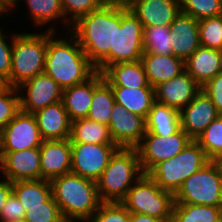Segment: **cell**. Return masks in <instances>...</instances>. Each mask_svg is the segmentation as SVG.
<instances>
[{"label":"cell","mask_w":222,"mask_h":222,"mask_svg":"<svg viewBox=\"0 0 222 222\" xmlns=\"http://www.w3.org/2000/svg\"><path fill=\"white\" fill-rule=\"evenodd\" d=\"M0 171L11 181L41 180L40 148L0 152Z\"/></svg>","instance_id":"15"},{"label":"cell","mask_w":222,"mask_h":222,"mask_svg":"<svg viewBox=\"0 0 222 222\" xmlns=\"http://www.w3.org/2000/svg\"><path fill=\"white\" fill-rule=\"evenodd\" d=\"M170 26H144L143 49L144 53L170 55L172 52Z\"/></svg>","instance_id":"33"},{"label":"cell","mask_w":222,"mask_h":222,"mask_svg":"<svg viewBox=\"0 0 222 222\" xmlns=\"http://www.w3.org/2000/svg\"><path fill=\"white\" fill-rule=\"evenodd\" d=\"M39 148L41 179L51 180L71 173L70 139L45 140Z\"/></svg>","instance_id":"18"},{"label":"cell","mask_w":222,"mask_h":222,"mask_svg":"<svg viewBox=\"0 0 222 222\" xmlns=\"http://www.w3.org/2000/svg\"><path fill=\"white\" fill-rule=\"evenodd\" d=\"M46 50L47 31L14 33L9 86L17 88L44 73Z\"/></svg>","instance_id":"5"},{"label":"cell","mask_w":222,"mask_h":222,"mask_svg":"<svg viewBox=\"0 0 222 222\" xmlns=\"http://www.w3.org/2000/svg\"><path fill=\"white\" fill-rule=\"evenodd\" d=\"M149 84L157 85L173 79L185 70L184 61L173 54L157 55L144 53L141 57Z\"/></svg>","instance_id":"22"},{"label":"cell","mask_w":222,"mask_h":222,"mask_svg":"<svg viewBox=\"0 0 222 222\" xmlns=\"http://www.w3.org/2000/svg\"><path fill=\"white\" fill-rule=\"evenodd\" d=\"M0 26V76L7 80L9 85V77L11 74V57L14 34H12L10 44L7 43L6 36Z\"/></svg>","instance_id":"42"},{"label":"cell","mask_w":222,"mask_h":222,"mask_svg":"<svg viewBox=\"0 0 222 222\" xmlns=\"http://www.w3.org/2000/svg\"><path fill=\"white\" fill-rule=\"evenodd\" d=\"M25 210L23 222H67L52 196L44 202V206L25 207Z\"/></svg>","instance_id":"37"},{"label":"cell","mask_w":222,"mask_h":222,"mask_svg":"<svg viewBox=\"0 0 222 222\" xmlns=\"http://www.w3.org/2000/svg\"><path fill=\"white\" fill-rule=\"evenodd\" d=\"M219 64H220L219 72L222 73V49L219 50Z\"/></svg>","instance_id":"49"},{"label":"cell","mask_w":222,"mask_h":222,"mask_svg":"<svg viewBox=\"0 0 222 222\" xmlns=\"http://www.w3.org/2000/svg\"><path fill=\"white\" fill-rule=\"evenodd\" d=\"M114 105L115 100L111 85L103 78V73L96 71L94 73L92 102L86 118L108 126Z\"/></svg>","instance_id":"26"},{"label":"cell","mask_w":222,"mask_h":222,"mask_svg":"<svg viewBox=\"0 0 222 222\" xmlns=\"http://www.w3.org/2000/svg\"><path fill=\"white\" fill-rule=\"evenodd\" d=\"M171 222H222V207L174 204Z\"/></svg>","instance_id":"32"},{"label":"cell","mask_w":222,"mask_h":222,"mask_svg":"<svg viewBox=\"0 0 222 222\" xmlns=\"http://www.w3.org/2000/svg\"><path fill=\"white\" fill-rule=\"evenodd\" d=\"M115 25H121L120 0H110L101 9L80 17L70 29L91 64L101 73L110 66Z\"/></svg>","instance_id":"1"},{"label":"cell","mask_w":222,"mask_h":222,"mask_svg":"<svg viewBox=\"0 0 222 222\" xmlns=\"http://www.w3.org/2000/svg\"><path fill=\"white\" fill-rule=\"evenodd\" d=\"M170 35L173 55L183 61L201 46L198 20L183 12L170 24Z\"/></svg>","instance_id":"20"},{"label":"cell","mask_w":222,"mask_h":222,"mask_svg":"<svg viewBox=\"0 0 222 222\" xmlns=\"http://www.w3.org/2000/svg\"><path fill=\"white\" fill-rule=\"evenodd\" d=\"M143 26L137 16L121 2V25H115L114 49H110V65L141 60Z\"/></svg>","instance_id":"9"},{"label":"cell","mask_w":222,"mask_h":222,"mask_svg":"<svg viewBox=\"0 0 222 222\" xmlns=\"http://www.w3.org/2000/svg\"><path fill=\"white\" fill-rule=\"evenodd\" d=\"M86 222H130V212L121 202H102Z\"/></svg>","instance_id":"39"},{"label":"cell","mask_w":222,"mask_h":222,"mask_svg":"<svg viewBox=\"0 0 222 222\" xmlns=\"http://www.w3.org/2000/svg\"><path fill=\"white\" fill-rule=\"evenodd\" d=\"M21 1L20 0H0V15L3 16L4 13H8L10 11L12 12V10H16L14 9V6L15 5L17 6V4L20 3Z\"/></svg>","instance_id":"46"},{"label":"cell","mask_w":222,"mask_h":222,"mask_svg":"<svg viewBox=\"0 0 222 222\" xmlns=\"http://www.w3.org/2000/svg\"><path fill=\"white\" fill-rule=\"evenodd\" d=\"M25 213L26 210L12 191L2 208V212L0 214V222H23L25 218Z\"/></svg>","instance_id":"41"},{"label":"cell","mask_w":222,"mask_h":222,"mask_svg":"<svg viewBox=\"0 0 222 222\" xmlns=\"http://www.w3.org/2000/svg\"><path fill=\"white\" fill-rule=\"evenodd\" d=\"M12 191L25 207L44 206V202L52 196L50 180H26L12 183Z\"/></svg>","instance_id":"30"},{"label":"cell","mask_w":222,"mask_h":222,"mask_svg":"<svg viewBox=\"0 0 222 222\" xmlns=\"http://www.w3.org/2000/svg\"><path fill=\"white\" fill-rule=\"evenodd\" d=\"M185 70L202 87L219 74V50L200 46L184 61Z\"/></svg>","instance_id":"24"},{"label":"cell","mask_w":222,"mask_h":222,"mask_svg":"<svg viewBox=\"0 0 222 222\" xmlns=\"http://www.w3.org/2000/svg\"><path fill=\"white\" fill-rule=\"evenodd\" d=\"M108 127L114 144L122 148H136L147 132L146 118L130 113L116 103Z\"/></svg>","instance_id":"14"},{"label":"cell","mask_w":222,"mask_h":222,"mask_svg":"<svg viewBox=\"0 0 222 222\" xmlns=\"http://www.w3.org/2000/svg\"><path fill=\"white\" fill-rule=\"evenodd\" d=\"M211 162L216 166L218 169V172L222 176V153L218 154L216 157H214Z\"/></svg>","instance_id":"47"},{"label":"cell","mask_w":222,"mask_h":222,"mask_svg":"<svg viewBox=\"0 0 222 222\" xmlns=\"http://www.w3.org/2000/svg\"><path fill=\"white\" fill-rule=\"evenodd\" d=\"M11 192H12V182L7 179L0 180V214Z\"/></svg>","instance_id":"44"},{"label":"cell","mask_w":222,"mask_h":222,"mask_svg":"<svg viewBox=\"0 0 222 222\" xmlns=\"http://www.w3.org/2000/svg\"><path fill=\"white\" fill-rule=\"evenodd\" d=\"M42 141L34 114L20 110L0 131V152L39 148Z\"/></svg>","instance_id":"12"},{"label":"cell","mask_w":222,"mask_h":222,"mask_svg":"<svg viewBox=\"0 0 222 222\" xmlns=\"http://www.w3.org/2000/svg\"><path fill=\"white\" fill-rule=\"evenodd\" d=\"M123 4L129 5L133 0H120Z\"/></svg>","instance_id":"50"},{"label":"cell","mask_w":222,"mask_h":222,"mask_svg":"<svg viewBox=\"0 0 222 222\" xmlns=\"http://www.w3.org/2000/svg\"><path fill=\"white\" fill-rule=\"evenodd\" d=\"M180 6L196 20L222 15V0H180Z\"/></svg>","instance_id":"36"},{"label":"cell","mask_w":222,"mask_h":222,"mask_svg":"<svg viewBox=\"0 0 222 222\" xmlns=\"http://www.w3.org/2000/svg\"><path fill=\"white\" fill-rule=\"evenodd\" d=\"M94 92V74L85 82L63 89L62 102L71 121L86 118Z\"/></svg>","instance_id":"25"},{"label":"cell","mask_w":222,"mask_h":222,"mask_svg":"<svg viewBox=\"0 0 222 222\" xmlns=\"http://www.w3.org/2000/svg\"><path fill=\"white\" fill-rule=\"evenodd\" d=\"M70 143L115 145L109 127L87 118L71 121Z\"/></svg>","instance_id":"29"},{"label":"cell","mask_w":222,"mask_h":222,"mask_svg":"<svg viewBox=\"0 0 222 222\" xmlns=\"http://www.w3.org/2000/svg\"><path fill=\"white\" fill-rule=\"evenodd\" d=\"M121 203L130 213L171 220L175 201L173 193L162 190L148 174H143Z\"/></svg>","instance_id":"7"},{"label":"cell","mask_w":222,"mask_h":222,"mask_svg":"<svg viewBox=\"0 0 222 222\" xmlns=\"http://www.w3.org/2000/svg\"><path fill=\"white\" fill-rule=\"evenodd\" d=\"M202 90L210 97L217 111L222 115V73L217 74L203 85Z\"/></svg>","instance_id":"43"},{"label":"cell","mask_w":222,"mask_h":222,"mask_svg":"<svg viewBox=\"0 0 222 222\" xmlns=\"http://www.w3.org/2000/svg\"><path fill=\"white\" fill-rule=\"evenodd\" d=\"M110 0H61L65 19L72 25L80 17L101 9Z\"/></svg>","instance_id":"38"},{"label":"cell","mask_w":222,"mask_h":222,"mask_svg":"<svg viewBox=\"0 0 222 222\" xmlns=\"http://www.w3.org/2000/svg\"><path fill=\"white\" fill-rule=\"evenodd\" d=\"M130 222H171L141 213H130Z\"/></svg>","instance_id":"45"},{"label":"cell","mask_w":222,"mask_h":222,"mask_svg":"<svg viewBox=\"0 0 222 222\" xmlns=\"http://www.w3.org/2000/svg\"><path fill=\"white\" fill-rule=\"evenodd\" d=\"M174 204L222 207V176L210 161L188 177L174 194Z\"/></svg>","instance_id":"8"},{"label":"cell","mask_w":222,"mask_h":222,"mask_svg":"<svg viewBox=\"0 0 222 222\" xmlns=\"http://www.w3.org/2000/svg\"><path fill=\"white\" fill-rule=\"evenodd\" d=\"M195 141L210 161L222 153V115L218 116Z\"/></svg>","instance_id":"34"},{"label":"cell","mask_w":222,"mask_h":222,"mask_svg":"<svg viewBox=\"0 0 222 222\" xmlns=\"http://www.w3.org/2000/svg\"><path fill=\"white\" fill-rule=\"evenodd\" d=\"M143 174L137 149L119 147L96 181L101 202H121Z\"/></svg>","instance_id":"4"},{"label":"cell","mask_w":222,"mask_h":222,"mask_svg":"<svg viewBox=\"0 0 222 222\" xmlns=\"http://www.w3.org/2000/svg\"><path fill=\"white\" fill-rule=\"evenodd\" d=\"M200 45L211 49H222V15L198 20Z\"/></svg>","instance_id":"35"},{"label":"cell","mask_w":222,"mask_h":222,"mask_svg":"<svg viewBox=\"0 0 222 222\" xmlns=\"http://www.w3.org/2000/svg\"><path fill=\"white\" fill-rule=\"evenodd\" d=\"M192 139L180 128L169 136L145 134L136 147L142 172L147 174L156 164L170 159L187 147Z\"/></svg>","instance_id":"10"},{"label":"cell","mask_w":222,"mask_h":222,"mask_svg":"<svg viewBox=\"0 0 222 222\" xmlns=\"http://www.w3.org/2000/svg\"><path fill=\"white\" fill-rule=\"evenodd\" d=\"M103 78L111 87L153 88L149 84L141 60L112 64L103 72Z\"/></svg>","instance_id":"23"},{"label":"cell","mask_w":222,"mask_h":222,"mask_svg":"<svg viewBox=\"0 0 222 222\" xmlns=\"http://www.w3.org/2000/svg\"><path fill=\"white\" fill-rule=\"evenodd\" d=\"M128 8L142 26H170L181 12L180 0H133Z\"/></svg>","instance_id":"19"},{"label":"cell","mask_w":222,"mask_h":222,"mask_svg":"<svg viewBox=\"0 0 222 222\" xmlns=\"http://www.w3.org/2000/svg\"><path fill=\"white\" fill-rule=\"evenodd\" d=\"M29 9V16L35 26H43L53 20H62L64 28L70 31L71 24L65 19L61 0H25ZM62 18V19H61Z\"/></svg>","instance_id":"31"},{"label":"cell","mask_w":222,"mask_h":222,"mask_svg":"<svg viewBox=\"0 0 222 222\" xmlns=\"http://www.w3.org/2000/svg\"><path fill=\"white\" fill-rule=\"evenodd\" d=\"M9 87L7 80L0 76V94L6 91Z\"/></svg>","instance_id":"48"},{"label":"cell","mask_w":222,"mask_h":222,"mask_svg":"<svg viewBox=\"0 0 222 222\" xmlns=\"http://www.w3.org/2000/svg\"><path fill=\"white\" fill-rule=\"evenodd\" d=\"M209 162L204 150L192 140L180 153L156 164L147 174L162 190L175 194L188 177Z\"/></svg>","instance_id":"6"},{"label":"cell","mask_w":222,"mask_h":222,"mask_svg":"<svg viewBox=\"0 0 222 222\" xmlns=\"http://www.w3.org/2000/svg\"><path fill=\"white\" fill-rule=\"evenodd\" d=\"M71 173L97 181L107 167L117 145L70 143Z\"/></svg>","instance_id":"11"},{"label":"cell","mask_w":222,"mask_h":222,"mask_svg":"<svg viewBox=\"0 0 222 222\" xmlns=\"http://www.w3.org/2000/svg\"><path fill=\"white\" fill-rule=\"evenodd\" d=\"M20 97V110L35 113L49 105L62 101V88L45 73L27 80L17 87ZM25 89V90H24Z\"/></svg>","instance_id":"13"},{"label":"cell","mask_w":222,"mask_h":222,"mask_svg":"<svg viewBox=\"0 0 222 222\" xmlns=\"http://www.w3.org/2000/svg\"><path fill=\"white\" fill-rule=\"evenodd\" d=\"M155 101L181 112L202 89L186 70L173 79L157 85Z\"/></svg>","instance_id":"17"},{"label":"cell","mask_w":222,"mask_h":222,"mask_svg":"<svg viewBox=\"0 0 222 222\" xmlns=\"http://www.w3.org/2000/svg\"><path fill=\"white\" fill-rule=\"evenodd\" d=\"M180 128V112L155 101L146 118V134L165 137L176 133Z\"/></svg>","instance_id":"28"},{"label":"cell","mask_w":222,"mask_h":222,"mask_svg":"<svg viewBox=\"0 0 222 222\" xmlns=\"http://www.w3.org/2000/svg\"><path fill=\"white\" fill-rule=\"evenodd\" d=\"M115 103L123 106L128 112L147 118L155 102L154 88L111 87Z\"/></svg>","instance_id":"27"},{"label":"cell","mask_w":222,"mask_h":222,"mask_svg":"<svg viewBox=\"0 0 222 222\" xmlns=\"http://www.w3.org/2000/svg\"><path fill=\"white\" fill-rule=\"evenodd\" d=\"M218 116L216 106L201 89L180 112L181 128L192 140H196Z\"/></svg>","instance_id":"16"},{"label":"cell","mask_w":222,"mask_h":222,"mask_svg":"<svg viewBox=\"0 0 222 222\" xmlns=\"http://www.w3.org/2000/svg\"><path fill=\"white\" fill-rule=\"evenodd\" d=\"M50 183L52 197L67 222H86L102 203L93 180L68 173L51 179Z\"/></svg>","instance_id":"3"},{"label":"cell","mask_w":222,"mask_h":222,"mask_svg":"<svg viewBox=\"0 0 222 222\" xmlns=\"http://www.w3.org/2000/svg\"><path fill=\"white\" fill-rule=\"evenodd\" d=\"M47 29V50L44 73L50 76L62 90L88 80L96 68L91 64L77 38L66 31L67 38H54L56 31Z\"/></svg>","instance_id":"2"},{"label":"cell","mask_w":222,"mask_h":222,"mask_svg":"<svg viewBox=\"0 0 222 222\" xmlns=\"http://www.w3.org/2000/svg\"><path fill=\"white\" fill-rule=\"evenodd\" d=\"M33 114L43 141L70 138L71 120L62 101L40 109Z\"/></svg>","instance_id":"21"},{"label":"cell","mask_w":222,"mask_h":222,"mask_svg":"<svg viewBox=\"0 0 222 222\" xmlns=\"http://www.w3.org/2000/svg\"><path fill=\"white\" fill-rule=\"evenodd\" d=\"M18 89L9 87L0 94V131L9 124L20 111V97Z\"/></svg>","instance_id":"40"}]
</instances>
